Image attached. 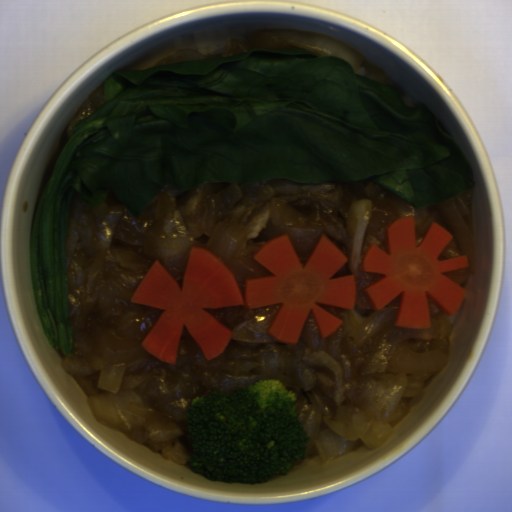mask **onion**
Here are the masks:
<instances>
[{
  "label": "onion",
  "mask_w": 512,
  "mask_h": 512,
  "mask_svg": "<svg viewBox=\"0 0 512 512\" xmlns=\"http://www.w3.org/2000/svg\"><path fill=\"white\" fill-rule=\"evenodd\" d=\"M303 361L307 366L327 369L335 380L329 399L317 389L307 395L326 430L306 438L305 456L318 457L324 466L359 447L376 450L390 437L394 422L404 415L398 402L412 398L449 359L440 350L416 353L403 347L396 350L385 373L346 382L337 362L320 351L311 352Z\"/></svg>",
  "instance_id": "obj_1"
},
{
  "label": "onion",
  "mask_w": 512,
  "mask_h": 512,
  "mask_svg": "<svg viewBox=\"0 0 512 512\" xmlns=\"http://www.w3.org/2000/svg\"><path fill=\"white\" fill-rule=\"evenodd\" d=\"M113 334L101 335L92 344H80L62 360L68 375L96 374L101 392L86 400L93 418L101 425L123 433L145 449L190 467V452L179 428L156 414L142 399L141 387L156 359L141 345Z\"/></svg>",
  "instance_id": "obj_2"
},
{
  "label": "onion",
  "mask_w": 512,
  "mask_h": 512,
  "mask_svg": "<svg viewBox=\"0 0 512 512\" xmlns=\"http://www.w3.org/2000/svg\"><path fill=\"white\" fill-rule=\"evenodd\" d=\"M261 50H300L336 57L350 63L354 73L405 92L392 75L370 58L314 31L272 30L199 36L145 54L123 70L141 71L171 63L233 58Z\"/></svg>",
  "instance_id": "obj_3"
},
{
  "label": "onion",
  "mask_w": 512,
  "mask_h": 512,
  "mask_svg": "<svg viewBox=\"0 0 512 512\" xmlns=\"http://www.w3.org/2000/svg\"><path fill=\"white\" fill-rule=\"evenodd\" d=\"M400 298H394L382 309H372L366 316L357 314L355 308L343 309L340 326L348 342L365 345L385 324L396 318Z\"/></svg>",
  "instance_id": "obj_4"
},
{
  "label": "onion",
  "mask_w": 512,
  "mask_h": 512,
  "mask_svg": "<svg viewBox=\"0 0 512 512\" xmlns=\"http://www.w3.org/2000/svg\"><path fill=\"white\" fill-rule=\"evenodd\" d=\"M371 215V199H362L353 204L347 224L346 262L347 270L357 280L359 258L363 248Z\"/></svg>",
  "instance_id": "obj_5"
},
{
  "label": "onion",
  "mask_w": 512,
  "mask_h": 512,
  "mask_svg": "<svg viewBox=\"0 0 512 512\" xmlns=\"http://www.w3.org/2000/svg\"><path fill=\"white\" fill-rule=\"evenodd\" d=\"M105 89L104 83L95 87L92 92L86 97V99L79 105V107L72 113L68 118L65 127L58 140L51 161L43 178V190L50 181L54 170L58 164V161L70 141L75 125L89 117L93 113L101 109L104 101Z\"/></svg>",
  "instance_id": "obj_6"
},
{
  "label": "onion",
  "mask_w": 512,
  "mask_h": 512,
  "mask_svg": "<svg viewBox=\"0 0 512 512\" xmlns=\"http://www.w3.org/2000/svg\"><path fill=\"white\" fill-rule=\"evenodd\" d=\"M245 244V229L232 221L217 222L208 240L207 251L222 262L237 255Z\"/></svg>",
  "instance_id": "obj_7"
}]
</instances>
